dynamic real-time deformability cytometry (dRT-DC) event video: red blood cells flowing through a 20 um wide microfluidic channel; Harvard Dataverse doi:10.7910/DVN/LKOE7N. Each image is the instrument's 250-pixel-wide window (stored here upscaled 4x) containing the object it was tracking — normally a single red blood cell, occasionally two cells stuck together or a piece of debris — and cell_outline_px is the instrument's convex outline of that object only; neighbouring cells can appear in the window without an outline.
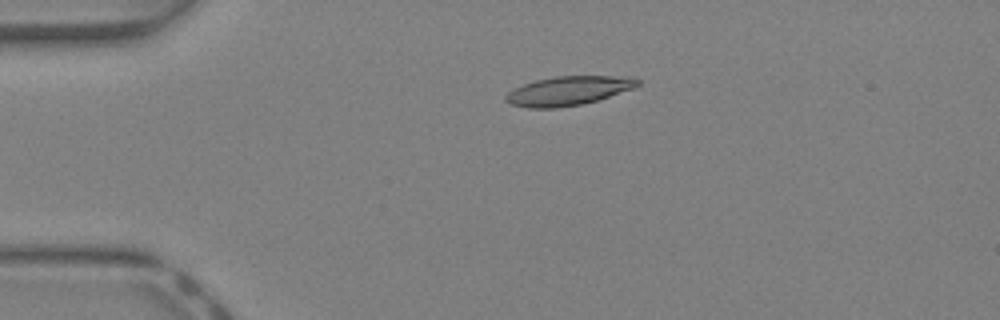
{"species": "Egyptian fruit bat (a non-hibernating species)", "species_latin": "Rousettus aegyptiacus", "temperature_condition": "warm", "stored_images_in_passage": 33, "camera_frame_rate_fps": 3000, "um_per_image_px": 0.085, "animal": {"sex": "female"}, "frame": {"image": 1, "passage_image": 1, "time_ms": 0.0, "image_size_px": [1000, 320], "cell_outline_px": [[640, 84], [632, 88], [596, 100], [580, 104], [556, 108], [528, 108], [512, 104], [504, 100], [504, 96], [508, 92], [524, 84], [536, 80], [556, 76], [632, 76], [640, 80]], "centroid_in_image_um": [48.3, 7.71], "position_along_channel_um": 36.7, "area_um2": 22.08}}
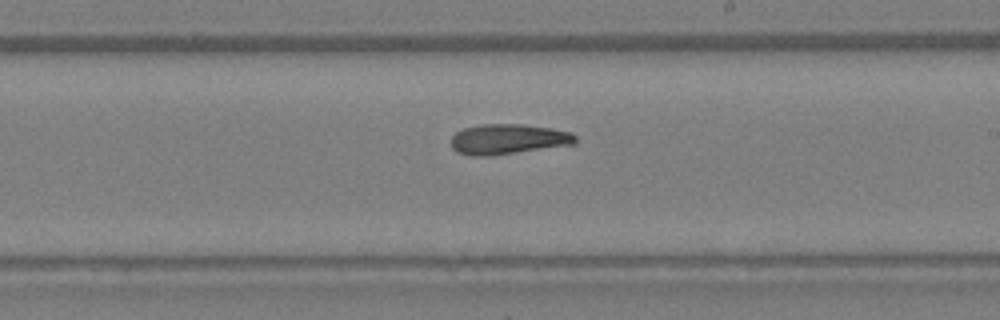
{"frame": {"image": 2, "passage_image": 16, "time_ms": 5.0, "image_size_px": [1000, 320], "cell_outline_px": [[576, 144], [488, 156], [468, 156], [456, 152], [452, 148], [452, 136], [456, 132], [464, 128], [480, 124], [524, 124], [552, 128], [572, 132], [576, 136]], "centroid_in_image_um": [43.19, 11.83], "position_along_channel_um": 245.8, "area_um2": 22.08}}
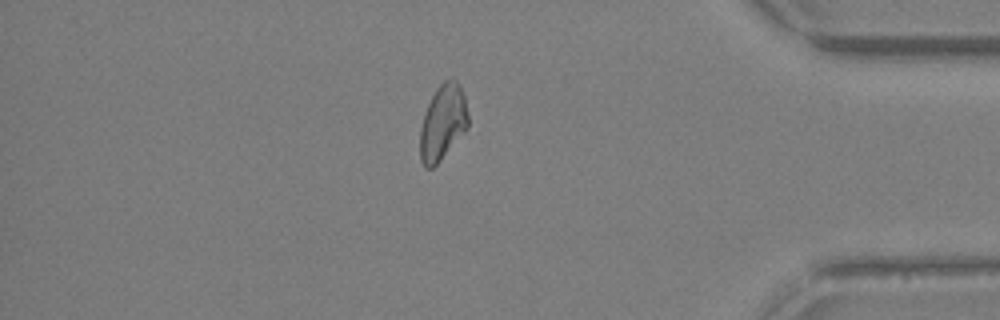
{"frame": {"image": 3, "passage_image": 27, "time_ms": 8.667, "image_size_px": [1000, 320], "cell_outline_px": [[468, 128], [440, 160], [432, 168], [424, 168], [420, 160], [420, 128], [424, 112], [436, 88], [444, 80], [456, 80], [460, 84], [464, 96], [468, 116]], "centroid_in_image_um": [37.62, 10.42], "position_along_channel_um": 397.6, "area_um2": 21.1}, "authors_computed_cell_mechanics": {"area_um2": 21.7328, "velocity_mm_per_s": 4.9947, "shape_relaxation_time_tau1_ms": null, "shape_relaxation_time_tau2_ms": 2.918, "deformation_change_tau1": null, "deformation_change_tau2": 0.1106}}